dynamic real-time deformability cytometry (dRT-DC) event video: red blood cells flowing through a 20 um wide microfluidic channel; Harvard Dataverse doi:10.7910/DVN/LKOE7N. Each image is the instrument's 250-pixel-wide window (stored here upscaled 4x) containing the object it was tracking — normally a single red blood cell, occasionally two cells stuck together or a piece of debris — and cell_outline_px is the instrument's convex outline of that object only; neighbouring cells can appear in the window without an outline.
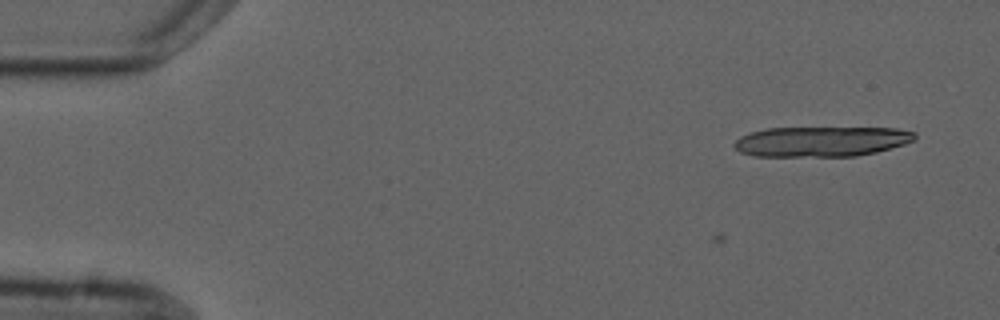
{"species": "common noctule bat (a hibernating species)", "species_latin": "Nyctalus noctula", "temperature_condition": "cold", "stored_images_in_passage": 3, "camera_frame_rate_fps": 3000, "um_per_image_px": 0.085, "animal": {"sex": "male", "forearm_length_mm": 52.5}, "frame": {"image": 1, "passage_image": 3, "time_ms": 2.333, "image_size_px": [1000, 320], "cell_outline_px": [[916, 140], [904, 144], [876, 152], [856, 156], [756, 156], [740, 152], [732, 144], [740, 136], [764, 128], [896, 128], [916, 132]], "centroid_in_image_um": [69.83, 12.02], "position_along_channel_um": 15.2, "area_um2": 31.73}}